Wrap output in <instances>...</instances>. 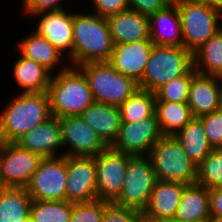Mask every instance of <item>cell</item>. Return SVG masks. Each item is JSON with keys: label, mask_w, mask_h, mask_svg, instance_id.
Masks as SVG:
<instances>
[{"label": "cell", "mask_w": 222, "mask_h": 222, "mask_svg": "<svg viewBox=\"0 0 222 222\" xmlns=\"http://www.w3.org/2000/svg\"><path fill=\"white\" fill-rule=\"evenodd\" d=\"M174 137L191 161L198 166L212 151L200 117H193Z\"/></svg>", "instance_id": "obj_26"}, {"label": "cell", "mask_w": 222, "mask_h": 222, "mask_svg": "<svg viewBox=\"0 0 222 222\" xmlns=\"http://www.w3.org/2000/svg\"><path fill=\"white\" fill-rule=\"evenodd\" d=\"M88 80L95 102L120 106L137 89L138 83L115 70L108 61L78 66Z\"/></svg>", "instance_id": "obj_4"}, {"label": "cell", "mask_w": 222, "mask_h": 222, "mask_svg": "<svg viewBox=\"0 0 222 222\" xmlns=\"http://www.w3.org/2000/svg\"><path fill=\"white\" fill-rule=\"evenodd\" d=\"M80 117L96 132L107 147H111L121 125L118 106L94 102L82 112Z\"/></svg>", "instance_id": "obj_23"}, {"label": "cell", "mask_w": 222, "mask_h": 222, "mask_svg": "<svg viewBox=\"0 0 222 222\" xmlns=\"http://www.w3.org/2000/svg\"><path fill=\"white\" fill-rule=\"evenodd\" d=\"M150 40L157 46H182L181 18L176 5H166L149 16Z\"/></svg>", "instance_id": "obj_22"}, {"label": "cell", "mask_w": 222, "mask_h": 222, "mask_svg": "<svg viewBox=\"0 0 222 222\" xmlns=\"http://www.w3.org/2000/svg\"><path fill=\"white\" fill-rule=\"evenodd\" d=\"M218 109H220L222 111V82H221V87H220L219 107H218Z\"/></svg>", "instance_id": "obj_43"}, {"label": "cell", "mask_w": 222, "mask_h": 222, "mask_svg": "<svg viewBox=\"0 0 222 222\" xmlns=\"http://www.w3.org/2000/svg\"><path fill=\"white\" fill-rule=\"evenodd\" d=\"M73 203L65 201L33 200L30 208L32 222H69Z\"/></svg>", "instance_id": "obj_31"}, {"label": "cell", "mask_w": 222, "mask_h": 222, "mask_svg": "<svg viewBox=\"0 0 222 222\" xmlns=\"http://www.w3.org/2000/svg\"><path fill=\"white\" fill-rule=\"evenodd\" d=\"M185 183L158 181L142 214L146 222H171L177 212Z\"/></svg>", "instance_id": "obj_18"}, {"label": "cell", "mask_w": 222, "mask_h": 222, "mask_svg": "<svg viewBox=\"0 0 222 222\" xmlns=\"http://www.w3.org/2000/svg\"><path fill=\"white\" fill-rule=\"evenodd\" d=\"M0 110V142H16L50 118L47 91L18 93Z\"/></svg>", "instance_id": "obj_1"}, {"label": "cell", "mask_w": 222, "mask_h": 222, "mask_svg": "<svg viewBox=\"0 0 222 222\" xmlns=\"http://www.w3.org/2000/svg\"><path fill=\"white\" fill-rule=\"evenodd\" d=\"M156 114L137 122H121L111 148L133 156H148L151 147L162 137Z\"/></svg>", "instance_id": "obj_12"}, {"label": "cell", "mask_w": 222, "mask_h": 222, "mask_svg": "<svg viewBox=\"0 0 222 222\" xmlns=\"http://www.w3.org/2000/svg\"><path fill=\"white\" fill-rule=\"evenodd\" d=\"M148 157L158 181L196 183L197 166L174 136H162L151 147Z\"/></svg>", "instance_id": "obj_7"}, {"label": "cell", "mask_w": 222, "mask_h": 222, "mask_svg": "<svg viewBox=\"0 0 222 222\" xmlns=\"http://www.w3.org/2000/svg\"><path fill=\"white\" fill-rule=\"evenodd\" d=\"M153 45L150 39L114 44L108 62L119 73L139 83L143 78Z\"/></svg>", "instance_id": "obj_16"}, {"label": "cell", "mask_w": 222, "mask_h": 222, "mask_svg": "<svg viewBox=\"0 0 222 222\" xmlns=\"http://www.w3.org/2000/svg\"><path fill=\"white\" fill-rule=\"evenodd\" d=\"M197 184L211 190L222 187V147L211 153L197 166Z\"/></svg>", "instance_id": "obj_32"}, {"label": "cell", "mask_w": 222, "mask_h": 222, "mask_svg": "<svg viewBox=\"0 0 222 222\" xmlns=\"http://www.w3.org/2000/svg\"><path fill=\"white\" fill-rule=\"evenodd\" d=\"M201 118L207 141L212 148L222 147V111L216 109Z\"/></svg>", "instance_id": "obj_36"}, {"label": "cell", "mask_w": 222, "mask_h": 222, "mask_svg": "<svg viewBox=\"0 0 222 222\" xmlns=\"http://www.w3.org/2000/svg\"><path fill=\"white\" fill-rule=\"evenodd\" d=\"M193 67V54L183 46L153 45L139 88L155 92Z\"/></svg>", "instance_id": "obj_5"}, {"label": "cell", "mask_w": 222, "mask_h": 222, "mask_svg": "<svg viewBox=\"0 0 222 222\" xmlns=\"http://www.w3.org/2000/svg\"><path fill=\"white\" fill-rule=\"evenodd\" d=\"M67 156L43 158L25 187L32 200L65 201Z\"/></svg>", "instance_id": "obj_9"}, {"label": "cell", "mask_w": 222, "mask_h": 222, "mask_svg": "<svg viewBox=\"0 0 222 222\" xmlns=\"http://www.w3.org/2000/svg\"><path fill=\"white\" fill-rule=\"evenodd\" d=\"M64 1V0H63ZM62 0H22V12L30 18L40 12L65 10ZM64 7V8H63Z\"/></svg>", "instance_id": "obj_37"}, {"label": "cell", "mask_w": 222, "mask_h": 222, "mask_svg": "<svg viewBox=\"0 0 222 222\" xmlns=\"http://www.w3.org/2000/svg\"><path fill=\"white\" fill-rule=\"evenodd\" d=\"M82 12L73 11V67L109 61L114 43L107 18Z\"/></svg>", "instance_id": "obj_2"}, {"label": "cell", "mask_w": 222, "mask_h": 222, "mask_svg": "<svg viewBox=\"0 0 222 222\" xmlns=\"http://www.w3.org/2000/svg\"><path fill=\"white\" fill-rule=\"evenodd\" d=\"M103 214L104 200L73 203L69 222H102Z\"/></svg>", "instance_id": "obj_34"}, {"label": "cell", "mask_w": 222, "mask_h": 222, "mask_svg": "<svg viewBox=\"0 0 222 222\" xmlns=\"http://www.w3.org/2000/svg\"><path fill=\"white\" fill-rule=\"evenodd\" d=\"M195 1L210 5L211 7L219 10L222 13V0H195Z\"/></svg>", "instance_id": "obj_41"}, {"label": "cell", "mask_w": 222, "mask_h": 222, "mask_svg": "<svg viewBox=\"0 0 222 222\" xmlns=\"http://www.w3.org/2000/svg\"><path fill=\"white\" fill-rule=\"evenodd\" d=\"M121 122H137L155 114V94L145 89H137L119 106Z\"/></svg>", "instance_id": "obj_30"}, {"label": "cell", "mask_w": 222, "mask_h": 222, "mask_svg": "<svg viewBox=\"0 0 222 222\" xmlns=\"http://www.w3.org/2000/svg\"><path fill=\"white\" fill-rule=\"evenodd\" d=\"M13 62V81L22 93L47 91L52 74L40 63L18 54Z\"/></svg>", "instance_id": "obj_25"}, {"label": "cell", "mask_w": 222, "mask_h": 222, "mask_svg": "<svg viewBox=\"0 0 222 222\" xmlns=\"http://www.w3.org/2000/svg\"><path fill=\"white\" fill-rule=\"evenodd\" d=\"M69 10L72 8L67 6L65 10L33 15L34 19L38 17L33 31L46 38L61 54L67 55L69 61L67 59L66 63L73 66V11Z\"/></svg>", "instance_id": "obj_13"}, {"label": "cell", "mask_w": 222, "mask_h": 222, "mask_svg": "<svg viewBox=\"0 0 222 222\" xmlns=\"http://www.w3.org/2000/svg\"><path fill=\"white\" fill-rule=\"evenodd\" d=\"M102 222H146L141 211L104 200Z\"/></svg>", "instance_id": "obj_35"}, {"label": "cell", "mask_w": 222, "mask_h": 222, "mask_svg": "<svg viewBox=\"0 0 222 222\" xmlns=\"http://www.w3.org/2000/svg\"><path fill=\"white\" fill-rule=\"evenodd\" d=\"M90 2L94 8L90 13L104 18L129 9L127 0H90Z\"/></svg>", "instance_id": "obj_38"}, {"label": "cell", "mask_w": 222, "mask_h": 222, "mask_svg": "<svg viewBox=\"0 0 222 222\" xmlns=\"http://www.w3.org/2000/svg\"><path fill=\"white\" fill-rule=\"evenodd\" d=\"M32 198L24 187H0V222L30 218Z\"/></svg>", "instance_id": "obj_27"}, {"label": "cell", "mask_w": 222, "mask_h": 222, "mask_svg": "<svg viewBox=\"0 0 222 222\" xmlns=\"http://www.w3.org/2000/svg\"><path fill=\"white\" fill-rule=\"evenodd\" d=\"M193 68L200 74L222 78V28L193 53Z\"/></svg>", "instance_id": "obj_29"}, {"label": "cell", "mask_w": 222, "mask_h": 222, "mask_svg": "<svg viewBox=\"0 0 222 222\" xmlns=\"http://www.w3.org/2000/svg\"><path fill=\"white\" fill-rule=\"evenodd\" d=\"M22 222H32L31 218L25 219Z\"/></svg>", "instance_id": "obj_45"}, {"label": "cell", "mask_w": 222, "mask_h": 222, "mask_svg": "<svg viewBox=\"0 0 222 222\" xmlns=\"http://www.w3.org/2000/svg\"><path fill=\"white\" fill-rule=\"evenodd\" d=\"M47 93L51 115L58 118L80 116L95 102L87 78L73 66L51 76Z\"/></svg>", "instance_id": "obj_3"}, {"label": "cell", "mask_w": 222, "mask_h": 222, "mask_svg": "<svg viewBox=\"0 0 222 222\" xmlns=\"http://www.w3.org/2000/svg\"><path fill=\"white\" fill-rule=\"evenodd\" d=\"M114 44L150 39L149 17L131 9L107 17Z\"/></svg>", "instance_id": "obj_20"}, {"label": "cell", "mask_w": 222, "mask_h": 222, "mask_svg": "<svg viewBox=\"0 0 222 222\" xmlns=\"http://www.w3.org/2000/svg\"><path fill=\"white\" fill-rule=\"evenodd\" d=\"M15 143L23 149L40 155L42 158L63 156L59 118L51 116L34 129L26 132ZM60 152L62 153L60 154Z\"/></svg>", "instance_id": "obj_17"}, {"label": "cell", "mask_w": 222, "mask_h": 222, "mask_svg": "<svg viewBox=\"0 0 222 222\" xmlns=\"http://www.w3.org/2000/svg\"><path fill=\"white\" fill-rule=\"evenodd\" d=\"M16 43L17 54L40 63L52 75L57 71L66 70L70 66L69 63L63 65L67 56L61 54L46 38L39 36L35 31H31L29 35H25L23 39ZM57 67L59 70H57Z\"/></svg>", "instance_id": "obj_21"}, {"label": "cell", "mask_w": 222, "mask_h": 222, "mask_svg": "<svg viewBox=\"0 0 222 222\" xmlns=\"http://www.w3.org/2000/svg\"><path fill=\"white\" fill-rule=\"evenodd\" d=\"M221 82L222 78L200 74L192 67L187 104L193 117H202L218 109Z\"/></svg>", "instance_id": "obj_19"}, {"label": "cell", "mask_w": 222, "mask_h": 222, "mask_svg": "<svg viewBox=\"0 0 222 222\" xmlns=\"http://www.w3.org/2000/svg\"><path fill=\"white\" fill-rule=\"evenodd\" d=\"M132 157L133 155L115 151L111 147L95 156L98 199L113 202L119 196Z\"/></svg>", "instance_id": "obj_11"}, {"label": "cell", "mask_w": 222, "mask_h": 222, "mask_svg": "<svg viewBox=\"0 0 222 222\" xmlns=\"http://www.w3.org/2000/svg\"><path fill=\"white\" fill-rule=\"evenodd\" d=\"M210 217L222 215V187L209 190Z\"/></svg>", "instance_id": "obj_40"}, {"label": "cell", "mask_w": 222, "mask_h": 222, "mask_svg": "<svg viewBox=\"0 0 222 222\" xmlns=\"http://www.w3.org/2000/svg\"><path fill=\"white\" fill-rule=\"evenodd\" d=\"M127 2L129 9L148 17L166 6L163 0H127Z\"/></svg>", "instance_id": "obj_39"}, {"label": "cell", "mask_w": 222, "mask_h": 222, "mask_svg": "<svg viewBox=\"0 0 222 222\" xmlns=\"http://www.w3.org/2000/svg\"><path fill=\"white\" fill-rule=\"evenodd\" d=\"M191 78L192 68L185 75L173 78L170 82L158 88L154 92L155 101L187 102Z\"/></svg>", "instance_id": "obj_33"}, {"label": "cell", "mask_w": 222, "mask_h": 222, "mask_svg": "<svg viewBox=\"0 0 222 222\" xmlns=\"http://www.w3.org/2000/svg\"><path fill=\"white\" fill-rule=\"evenodd\" d=\"M155 114L163 136H174L193 118L187 102L155 101Z\"/></svg>", "instance_id": "obj_28"}, {"label": "cell", "mask_w": 222, "mask_h": 222, "mask_svg": "<svg viewBox=\"0 0 222 222\" xmlns=\"http://www.w3.org/2000/svg\"><path fill=\"white\" fill-rule=\"evenodd\" d=\"M125 177L122 190L113 203L143 212L158 182L150 158L133 156L128 162Z\"/></svg>", "instance_id": "obj_8"}, {"label": "cell", "mask_w": 222, "mask_h": 222, "mask_svg": "<svg viewBox=\"0 0 222 222\" xmlns=\"http://www.w3.org/2000/svg\"><path fill=\"white\" fill-rule=\"evenodd\" d=\"M182 0H163L166 5H178Z\"/></svg>", "instance_id": "obj_42"}, {"label": "cell", "mask_w": 222, "mask_h": 222, "mask_svg": "<svg viewBox=\"0 0 222 222\" xmlns=\"http://www.w3.org/2000/svg\"><path fill=\"white\" fill-rule=\"evenodd\" d=\"M95 156H67L66 200L90 202L97 197Z\"/></svg>", "instance_id": "obj_14"}, {"label": "cell", "mask_w": 222, "mask_h": 222, "mask_svg": "<svg viewBox=\"0 0 222 222\" xmlns=\"http://www.w3.org/2000/svg\"><path fill=\"white\" fill-rule=\"evenodd\" d=\"M209 189L193 183L186 184L171 222H210Z\"/></svg>", "instance_id": "obj_24"}, {"label": "cell", "mask_w": 222, "mask_h": 222, "mask_svg": "<svg viewBox=\"0 0 222 222\" xmlns=\"http://www.w3.org/2000/svg\"><path fill=\"white\" fill-rule=\"evenodd\" d=\"M59 120L64 156H96L107 148L80 116H67Z\"/></svg>", "instance_id": "obj_15"}, {"label": "cell", "mask_w": 222, "mask_h": 222, "mask_svg": "<svg viewBox=\"0 0 222 222\" xmlns=\"http://www.w3.org/2000/svg\"><path fill=\"white\" fill-rule=\"evenodd\" d=\"M42 159L15 142H0V186L25 188Z\"/></svg>", "instance_id": "obj_10"}, {"label": "cell", "mask_w": 222, "mask_h": 222, "mask_svg": "<svg viewBox=\"0 0 222 222\" xmlns=\"http://www.w3.org/2000/svg\"><path fill=\"white\" fill-rule=\"evenodd\" d=\"M210 222H222V215L218 217H211Z\"/></svg>", "instance_id": "obj_44"}, {"label": "cell", "mask_w": 222, "mask_h": 222, "mask_svg": "<svg viewBox=\"0 0 222 222\" xmlns=\"http://www.w3.org/2000/svg\"><path fill=\"white\" fill-rule=\"evenodd\" d=\"M181 18L182 46L192 54L222 28V13L195 0L176 5Z\"/></svg>", "instance_id": "obj_6"}]
</instances>
